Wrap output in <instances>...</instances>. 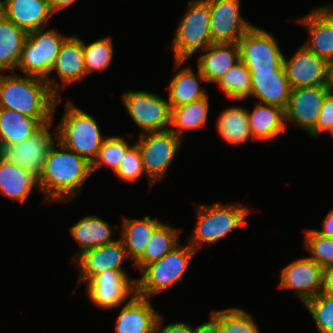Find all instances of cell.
I'll list each match as a JSON object with an SVG mask.
<instances>
[{"label": "cell", "instance_id": "19", "mask_svg": "<svg viewBox=\"0 0 333 333\" xmlns=\"http://www.w3.org/2000/svg\"><path fill=\"white\" fill-rule=\"evenodd\" d=\"M122 306L115 320L116 333H156L160 313L148 298L134 293Z\"/></svg>", "mask_w": 333, "mask_h": 333}, {"label": "cell", "instance_id": "26", "mask_svg": "<svg viewBox=\"0 0 333 333\" xmlns=\"http://www.w3.org/2000/svg\"><path fill=\"white\" fill-rule=\"evenodd\" d=\"M33 188L40 191L38 178L35 175L0 156V192L2 195L24 203Z\"/></svg>", "mask_w": 333, "mask_h": 333}, {"label": "cell", "instance_id": "14", "mask_svg": "<svg viewBox=\"0 0 333 333\" xmlns=\"http://www.w3.org/2000/svg\"><path fill=\"white\" fill-rule=\"evenodd\" d=\"M127 260L129 258L126 248L119 237L112 243L83 252L72 262L79 272L78 283H87L94 276L106 270H115L123 275H128V272L122 267Z\"/></svg>", "mask_w": 333, "mask_h": 333}, {"label": "cell", "instance_id": "16", "mask_svg": "<svg viewBox=\"0 0 333 333\" xmlns=\"http://www.w3.org/2000/svg\"><path fill=\"white\" fill-rule=\"evenodd\" d=\"M322 267L309 257L296 259L282 268L279 288L289 289L304 304L322 292Z\"/></svg>", "mask_w": 333, "mask_h": 333}, {"label": "cell", "instance_id": "29", "mask_svg": "<svg viewBox=\"0 0 333 333\" xmlns=\"http://www.w3.org/2000/svg\"><path fill=\"white\" fill-rule=\"evenodd\" d=\"M27 34L0 12V73L16 71Z\"/></svg>", "mask_w": 333, "mask_h": 333}, {"label": "cell", "instance_id": "2", "mask_svg": "<svg viewBox=\"0 0 333 333\" xmlns=\"http://www.w3.org/2000/svg\"><path fill=\"white\" fill-rule=\"evenodd\" d=\"M60 101L45 79L0 73V108L35 118L43 126L53 122Z\"/></svg>", "mask_w": 333, "mask_h": 333}, {"label": "cell", "instance_id": "17", "mask_svg": "<svg viewBox=\"0 0 333 333\" xmlns=\"http://www.w3.org/2000/svg\"><path fill=\"white\" fill-rule=\"evenodd\" d=\"M283 65L291 89L326 86L327 61L308 50L303 44L291 58L284 56Z\"/></svg>", "mask_w": 333, "mask_h": 333}, {"label": "cell", "instance_id": "27", "mask_svg": "<svg viewBox=\"0 0 333 333\" xmlns=\"http://www.w3.org/2000/svg\"><path fill=\"white\" fill-rule=\"evenodd\" d=\"M247 115L254 140L271 141L287 130L284 110L277 106L257 102Z\"/></svg>", "mask_w": 333, "mask_h": 333}, {"label": "cell", "instance_id": "15", "mask_svg": "<svg viewBox=\"0 0 333 333\" xmlns=\"http://www.w3.org/2000/svg\"><path fill=\"white\" fill-rule=\"evenodd\" d=\"M326 86L299 87L291 89L285 109V126L288 122L309 133L316 125L324 99L328 94Z\"/></svg>", "mask_w": 333, "mask_h": 333}, {"label": "cell", "instance_id": "48", "mask_svg": "<svg viewBox=\"0 0 333 333\" xmlns=\"http://www.w3.org/2000/svg\"><path fill=\"white\" fill-rule=\"evenodd\" d=\"M327 132H329V135H331V137L333 138V126Z\"/></svg>", "mask_w": 333, "mask_h": 333}, {"label": "cell", "instance_id": "30", "mask_svg": "<svg viewBox=\"0 0 333 333\" xmlns=\"http://www.w3.org/2000/svg\"><path fill=\"white\" fill-rule=\"evenodd\" d=\"M41 127L35 118L0 108V150L6 145L18 144L28 139Z\"/></svg>", "mask_w": 333, "mask_h": 333}, {"label": "cell", "instance_id": "42", "mask_svg": "<svg viewBox=\"0 0 333 333\" xmlns=\"http://www.w3.org/2000/svg\"><path fill=\"white\" fill-rule=\"evenodd\" d=\"M162 318L159 314L156 322V333H193V326L187 322L177 321L162 326Z\"/></svg>", "mask_w": 333, "mask_h": 333}, {"label": "cell", "instance_id": "44", "mask_svg": "<svg viewBox=\"0 0 333 333\" xmlns=\"http://www.w3.org/2000/svg\"><path fill=\"white\" fill-rule=\"evenodd\" d=\"M193 333H221L218 320L210 313V320L196 325Z\"/></svg>", "mask_w": 333, "mask_h": 333}, {"label": "cell", "instance_id": "47", "mask_svg": "<svg viewBox=\"0 0 333 333\" xmlns=\"http://www.w3.org/2000/svg\"><path fill=\"white\" fill-rule=\"evenodd\" d=\"M326 88L329 94L333 95V58L327 61V81Z\"/></svg>", "mask_w": 333, "mask_h": 333}, {"label": "cell", "instance_id": "3", "mask_svg": "<svg viewBox=\"0 0 333 333\" xmlns=\"http://www.w3.org/2000/svg\"><path fill=\"white\" fill-rule=\"evenodd\" d=\"M38 29L28 32L17 68L24 75L45 79L52 92L61 97L60 83L50 76L52 67L63 43L71 36L54 29Z\"/></svg>", "mask_w": 333, "mask_h": 333}, {"label": "cell", "instance_id": "11", "mask_svg": "<svg viewBox=\"0 0 333 333\" xmlns=\"http://www.w3.org/2000/svg\"><path fill=\"white\" fill-rule=\"evenodd\" d=\"M53 123L43 125L35 134L18 144L6 145L0 150V156L9 162H14L37 178L42 173L44 161L58 141L50 127Z\"/></svg>", "mask_w": 333, "mask_h": 333}, {"label": "cell", "instance_id": "6", "mask_svg": "<svg viewBox=\"0 0 333 333\" xmlns=\"http://www.w3.org/2000/svg\"><path fill=\"white\" fill-rule=\"evenodd\" d=\"M196 252L186 241L185 245H177L160 260L146 265L140 271L142 277L136 279L135 293L149 298L169 290L183 279Z\"/></svg>", "mask_w": 333, "mask_h": 333}, {"label": "cell", "instance_id": "8", "mask_svg": "<svg viewBox=\"0 0 333 333\" xmlns=\"http://www.w3.org/2000/svg\"><path fill=\"white\" fill-rule=\"evenodd\" d=\"M183 139L176 136L170 129L144 133L135 143L139 147L145 176L149 188L165 178L168 169L176 157Z\"/></svg>", "mask_w": 333, "mask_h": 333}, {"label": "cell", "instance_id": "25", "mask_svg": "<svg viewBox=\"0 0 333 333\" xmlns=\"http://www.w3.org/2000/svg\"><path fill=\"white\" fill-rule=\"evenodd\" d=\"M115 225L112 229L110 223L93 214L80 218L77 223L69 228L70 235L78 243L79 251L73 256L75 260L83 252L114 242V231L118 230Z\"/></svg>", "mask_w": 333, "mask_h": 333}, {"label": "cell", "instance_id": "34", "mask_svg": "<svg viewBox=\"0 0 333 333\" xmlns=\"http://www.w3.org/2000/svg\"><path fill=\"white\" fill-rule=\"evenodd\" d=\"M228 98L244 100L251 96V74L240 60L216 83Z\"/></svg>", "mask_w": 333, "mask_h": 333}, {"label": "cell", "instance_id": "10", "mask_svg": "<svg viewBox=\"0 0 333 333\" xmlns=\"http://www.w3.org/2000/svg\"><path fill=\"white\" fill-rule=\"evenodd\" d=\"M240 60L249 71L284 70V56L276 38L253 25L239 40Z\"/></svg>", "mask_w": 333, "mask_h": 333}, {"label": "cell", "instance_id": "40", "mask_svg": "<svg viewBox=\"0 0 333 333\" xmlns=\"http://www.w3.org/2000/svg\"><path fill=\"white\" fill-rule=\"evenodd\" d=\"M143 174L145 175L142 156L139 147L134 142L133 146L123 156L115 175L124 182H134Z\"/></svg>", "mask_w": 333, "mask_h": 333}, {"label": "cell", "instance_id": "24", "mask_svg": "<svg viewBox=\"0 0 333 333\" xmlns=\"http://www.w3.org/2000/svg\"><path fill=\"white\" fill-rule=\"evenodd\" d=\"M55 71L60 78L63 89L86 76L84 63L83 40L77 35H71L62 45L51 73Z\"/></svg>", "mask_w": 333, "mask_h": 333}, {"label": "cell", "instance_id": "1", "mask_svg": "<svg viewBox=\"0 0 333 333\" xmlns=\"http://www.w3.org/2000/svg\"><path fill=\"white\" fill-rule=\"evenodd\" d=\"M91 175V163L57 141L44 161L38 186L46 203H63L79 194Z\"/></svg>", "mask_w": 333, "mask_h": 333}, {"label": "cell", "instance_id": "33", "mask_svg": "<svg viewBox=\"0 0 333 333\" xmlns=\"http://www.w3.org/2000/svg\"><path fill=\"white\" fill-rule=\"evenodd\" d=\"M178 228H173L166 223H161L153 232L149 240L144 254L134 263L141 271L146 265L160 260L168 252L172 251L179 245L178 236L180 235Z\"/></svg>", "mask_w": 333, "mask_h": 333}, {"label": "cell", "instance_id": "39", "mask_svg": "<svg viewBox=\"0 0 333 333\" xmlns=\"http://www.w3.org/2000/svg\"><path fill=\"white\" fill-rule=\"evenodd\" d=\"M305 231L304 246L309 258L322 268L333 265V238L323 236L315 229Z\"/></svg>", "mask_w": 333, "mask_h": 333}, {"label": "cell", "instance_id": "37", "mask_svg": "<svg viewBox=\"0 0 333 333\" xmlns=\"http://www.w3.org/2000/svg\"><path fill=\"white\" fill-rule=\"evenodd\" d=\"M84 63L87 75L92 72H102L108 69L114 55L112 38L107 36L97 39L90 44L83 41Z\"/></svg>", "mask_w": 333, "mask_h": 333}, {"label": "cell", "instance_id": "38", "mask_svg": "<svg viewBox=\"0 0 333 333\" xmlns=\"http://www.w3.org/2000/svg\"><path fill=\"white\" fill-rule=\"evenodd\" d=\"M304 305L311 314L318 333H333V297L321 292L308 299Z\"/></svg>", "mask_w": 333, "mask_h": 333}, {"label": "cell", "instance_id": "20", "mask_svg": "<svg viewBox=\"0 0 333 333\" xmlns=\"http://www.w3.org/2000/svg\"><path fill=\"white\" fill-rule=\"evenodd\" d=\"M0 12L27 33L46 28L53 14L47 0H0Z\"/></svg>", "mask_w": 333, "mask_h": 333}, {"label": "cell", "instance_id": "46", "mask_svg": "<svg viewBox=\"0 0 333 333\" xmlns=\"http://www.w3.org/2000/svg\"><path fill=\"white\" fill-rule=\"evenodd\" d=\"M47 1L49 2L51 10L53 11V13H55L60 9L70 6L76 0H47Z\"/></svg>", "mask_w": 333, "mask_h": 333}, {"label": "cell", "instance_id": "4", "mask_svg": "<svg viewBox=\"0 0 333 333\" xmlns=\"http://www.w3.org/2000/svg\"><path fill=\"white\" fill-rule=\"evenodd\" d=\"M197 216L194 230L186 241L196 250L205 244H214L230 232L245 226L251 210L241 203H213L196 206ZM205 243V244H204Z\"/></svg>", "mask_w": 333, "mask_h": 333}, {"label": "cell", "instance_id": "18", "mask_svg": "<svg viewBox=\"0 0 333 333\" xmlns=\"http://www.w3.org/2000/svg\"><path fill=\"white\" fill-rule=\"evenodd\" d=\"M308 31L303 45L326 61L333 58V6L315 7L296 20Z\"/></svg>", "mask_w": 333, "mask_h": 333}, {"label": "cell", "instance_id": "32", "mask_svg": "<svg viewBox=\"0 0 333 333\" xmlns=\"http://www.w3.org/2000/svg\"><path fill=\"white\" fill-rule=\"evenodd\" d=\"M208 97L171 108L170 130L180 139H183L185 130L206 126L210 107Z\"/></svg>", "mask_w": 333, "mask_h": 333}, {"label": "cell", "instance_id": "35", "mask_svg": "<svg viewBox=\"0 0 333 333\" xmlns=\"http://www.w3.org/2000/svg\"><path fill=\"white\" fill-rule=\"evenodd\" d=\"M211 314L218 320L221 333H261L253 316L244 309L230 307Z\"/></svg>", "mask_w": 333, "mask_h": 333}, {"label": "cell", "instance_id": "41", "mask_svg": "<svg viewBox=\"0 0 333 333\" xmlns=\"http://www.w3.org/2000/svg\"><path fill=\"white\" fill-rule=\"evenodd\" d=\"M333 126V95L327 94L315 127L308 133L317 139L321 133L328 131Z\"/></svg>", "mask_w": 333, "mask_h": 333}, {"label": "cell", "instance_id": "22", "mask_svg": "<svg viewBox=\"0 0 333 333\" xmlns=\"http://www.w3.org/2000/svg\"><path fill=\"white\" fill-rule=\"evenodd\" d=\"M185 62L174 60V72L176 73L167 86L170 108L194 102L207 96V93L201 87V83L206 82L205 77L198 67L197 72H194L193 68L188 65L183 67Z\"/></svg>", "mask_w": 333, "mask_h": 333}, {"label": "cell", "instance_id": "43", "mask_svg": "<svg viewBox=\"0 0 333 333\" xmlns=\"http://www.w3.org/2000/svg\"><path fill=\"white\" fill-rule=\"evenodd\" d=\"M321 288L322 293L333 297V265L322 268Z\"/></svg>", "mask_w": 333, "mask_h": 333}, {"label": "cell", "instance_id": "5", "mask_svg": "<svg viewBox=\"0 0 333 333\" xmlns=\"http://www.w3.org/2000/svg\"><path fill=\"white\" fill-rule=\"evenodd\" d=\"M65 105L63 116L55 129L58 142L92 164L106 135L101 133L92 115L70 100Z\"/></svg>", "mask_w": 333, "mask_h": 333}, {"label": "cell", "instance_id": "36", "mask_svg": "<svg viewBox=\"0 0 333 333\" xmlns=\"http://www.w3.org/2000/svg\"><path fill=\"white\" fill-rule=\"evenodd\" d=\"M132 146L128 144L124 137L106 135L95 160L91 164L92 174L103 166L111 168L115 173L120 166L123 156H125Z\"/></svg>", "mask_w": 333, "mask_h": 333}, {"label": "cell", "instance_id": "23", "mask_svg": "<svg viewBox=\"0 0 333 333\" xmlns=\"http://www.w3.org/2000/svg\"><path fill=\"white\" fill-rule=\"evenodd\" d=\"M202 52L197 59V67L205 77L206 83L216 84L231 67L240 61L238 43H212Z\"/></svg>", "mask_w": 333, "mask_h": 333}, {"label": "cell", "instance_id": "9", "mask_svg": "<svg viewBox=\"0 0 333 333\" xmlns=\"http://www.w3.org/2000/svg\"><path fill=\"white\" fill-rule=\"evenodd\" d=\"M121 99L130 118L141 129L140 135L170 129L171 108L161 96L149 91L129 90Z\"/></svg>", "mask_w": 333, "mask_h": 333}, {"label": "cell", "instance_id": "21", "mask_svg": "<svg viewBox=\"0 0 333 333\" xmlns=\"http://www.w3.org/2000/svg\"><path fill=\"white\" fill-rule=\"evenodd\" d=\"M249 72L251 97H255L260 103L277 106L285 111L291 93L285 70Z\"/></svg>", "mask_w": 333, "mask_h": 333}, {"label": "cell", "instance_id": "28", "mask_svg": "<svg viewBox=\"0 0 333 333\" xmlns=\"http://www.w3.org/2000/svg\"><path fill=\"white\" fill-rule=\"evenodd\" d=\"M161 223L158 219H151L149 216H144L142 219L123 217L120 239L124 243L128 258L134 263L144 254L154 230Z\"/></svg>", "mask_w": 333, "mask_h": 333}, {"label": "cell", "instance_id": "45", "mask_svg": "<svg viewBox=\"0 0 333 333\" xmlns=\"http://www.w3.org/2000/svg\"><path fill=\"white\" fill-rule=\"evenodd\" d=\"M322 229H315L319 234L333 238V208L326 214L322 221Z\"/></svg>", "mask_w": 333, "mask_h": 333}, {"label": "cell", "instance_id": "31", "mask_svg": "<svg viewBox=\"0 0 333 333\" xmlns=\"http://www.w3.org/2000/svg\"><path fill=\"white\" fill-rule=\"evenodd\" d=\"M216 128L220 137L228 144L241 145L254 140L249 128L247 108L242 106H230L221 111Z\"/></svg>", "mask_w": 333, "mask_h": 333}, {"label": "cell", "instance_id": "12", "mask_svg": "<svg viewBox=\"0 0 333 333\" xmlns=\"http://www.w3.org/2000/svg\"><path fill=\"white\" fill-rule=\"evenodd\" d=\"M136 278L119 271L106 270L86 283V293L92 304L102 310L122 306L135 293Z\"/></svg>", "mask_w": 333, "mask_h": 333}, {"label": "cell", "instance_id": "7", "mask_svg": "<svg viewBox=\"0 0 333 333\" xmlns=\"http://www.w3.org/2000/svg\"><path fill=\"white\" fill-rule=\"evenodd\" d=\"M211 44L208 0H189L171 44L174 60L187 61L196 51L202 52Z\"/></svg>", "mask_w": 333, "mask_h": 333}, {"label": "cell", "instance_id": "13", "mask_svg": "<svg viewBox=\"0 0 333 333\" xmlns=\"http://www.w3.org/2000/svg\"><path fill=\"white\" fill-rule=\"evenodd\" d=\"M212 43H238L253 26L241 16L240 0H208Z\"/></svg>", "mask_w": 333, "mask_h": 333}]
</instances>
